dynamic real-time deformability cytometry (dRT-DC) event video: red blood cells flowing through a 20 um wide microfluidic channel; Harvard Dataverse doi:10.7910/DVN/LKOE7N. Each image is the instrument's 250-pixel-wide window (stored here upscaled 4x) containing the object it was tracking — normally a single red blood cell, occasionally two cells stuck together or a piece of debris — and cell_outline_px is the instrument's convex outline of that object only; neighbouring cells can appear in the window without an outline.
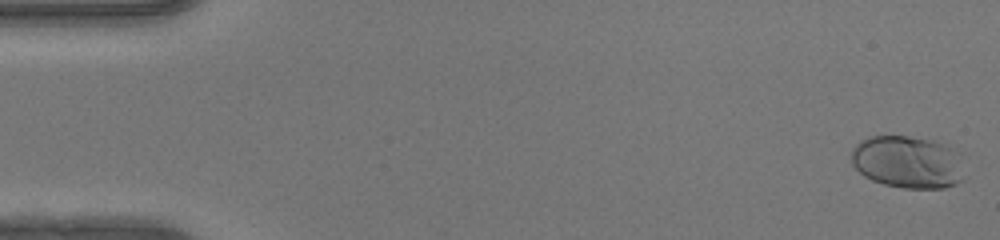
{"species": "human", "species_latin": "Homo sapiens", "temperature_condition": "warm", "stored_images_in_passage": 50, "camera_frame_rate_fps": 3000, "um_per_image_px": 0.085, "donor": {"sex": "female"}, "frame": {"image": 1, "passage_image": 1, "time_ms": 0.0, "image_size_px": [1000, 240], "cell_outline_px": [[960, 180], [956, 184], [944, 188], [904, 188], [884, 184], [872, 180], [864, 176], [852, 164], [852, 148], [860, 140], [872, 136], [908, 136], [932, 140], [948, 148]], "centroid_in_image_um": [76.94, 13.78], "position_along_channel_um": 8.1, "area_um2": 32.95}}
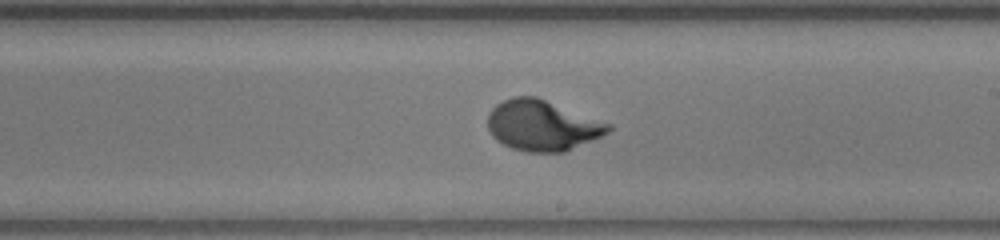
{"frame": {"image": 2, "passage_image": 29, "time_ms": 9.333, "image_size_px": [1000, 240], "cell_outline_px": [[612, 128], [608, 132], [592, 140], [564, 152], [528, 152], [512, 148], [496, 140], [492, 136], [488, 128], [488, 112], [496, 104], [512, 96], [536, 96], [612, 124]], "centroid_in_image_um": [46.08, 10.65], "position_along_channel_um": 242.9, "area_um2": 35.49}}
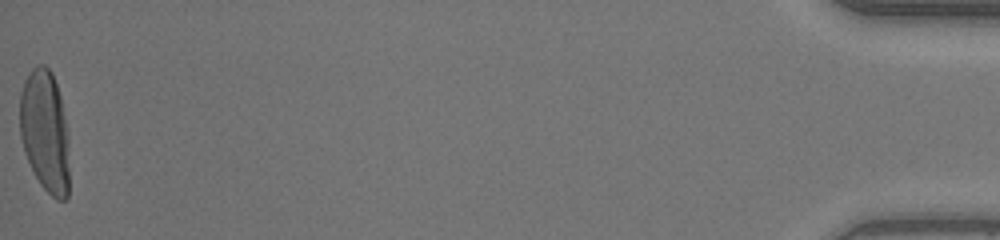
{"frame": {"image": 3, "passage_image": 50, "time_ms": 16.333, "image_size_px": [1000, 240], "cell_outline_px": [[68, 196], [64, 200], [56, 200], [40, 184], [24, 152], [20, 136], [20, 92], [24, 80], [32, 68], [36, 64], [44, 64], [52, 72], [60, 96], [68, 136]], "centroid_in_image_um": [3.81, 11.14], "position_along_channel_um": 431.4, "area_um2": 35.2}, "authors_computed_cell_mechanics": {"area_um2": 34.2754, "velocity_mm_per_s": 4.1965, "shape_relaxation_time_tau1_ms": 3.1113, "shape_relaxation_time_tau2_ms": null, "deformation_change_tau1": 0.2151, "deformation_change_tau2": null}}